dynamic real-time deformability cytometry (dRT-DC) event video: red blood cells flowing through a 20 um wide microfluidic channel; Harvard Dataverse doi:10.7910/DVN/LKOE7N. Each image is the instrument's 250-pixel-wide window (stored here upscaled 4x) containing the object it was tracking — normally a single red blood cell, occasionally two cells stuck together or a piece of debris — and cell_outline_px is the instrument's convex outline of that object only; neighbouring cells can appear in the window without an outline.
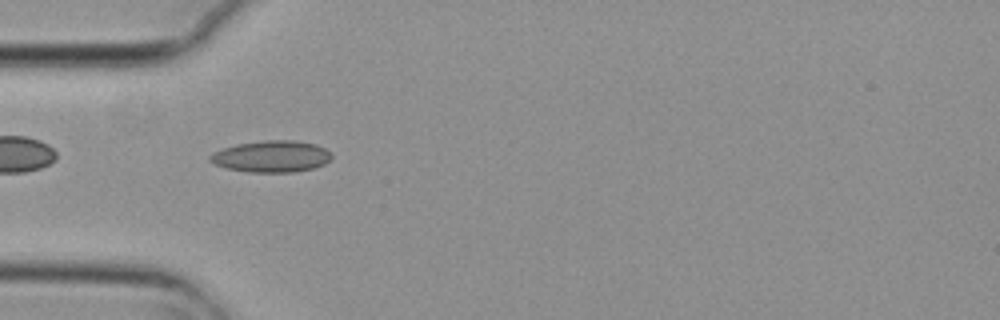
{"species": "common noctule bat (a hibernating species)", "species_latin": "Nyctalus noctula", "temperature_condition": "cold", "stored_images_in_passage": 4, "camera_frame_rate_fps": 3000, "um_per_image_px": 0.085, "animal": {"sex": "female", "body_mass_g": 29.2, "forearm_length_mm": 56.3}, "frame": {"image": 1, "passage_image": 4, "time_ms": 1.0, "image_size_px": [1000, 320], "cell_outline_px": [[332, 156], [324, 164], [312, 168], [292, 172], [248, 172], [228, 168], [216, 164], [208, 160], [208, 156], [212, 152], [236, 144], [264, 140], [296, 140], [316, 144], [324, 148]], "centroid_in_image_um": [23.04, 13.28], "position_along_channel_um": 62.0, "area_um2": 22.25}}